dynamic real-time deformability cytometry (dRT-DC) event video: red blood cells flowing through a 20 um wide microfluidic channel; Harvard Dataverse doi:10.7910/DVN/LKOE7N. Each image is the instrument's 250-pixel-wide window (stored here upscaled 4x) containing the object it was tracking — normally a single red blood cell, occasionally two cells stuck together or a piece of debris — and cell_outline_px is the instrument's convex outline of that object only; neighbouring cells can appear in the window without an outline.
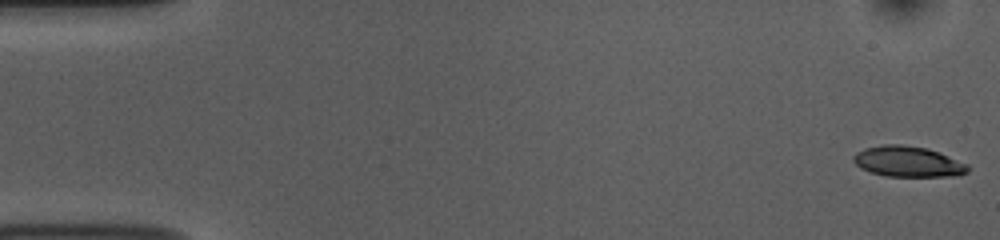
{"species": "common noctule bat (a hibernating species)", "species_latin": "Nyctalus noctula", "temperature_condition": "room temperature", "stored_images_in_passage": 53, "camera_frame_rate_fps": 3000, "um_per_image_px": 0.085, "animal": {"sex": "female", "body_mass_g": 10.0, "forearm_length_mm": 53.1}, "frame": {"image": 1, "passage_image": 1, "time_ms": 0.0, "image_size_px": [1000, 240], "cell_outline_px": [[968, 172], [960, 176], [888, 176], [872, 172], [860, 168], [852, 160], [852, 156], [856, 152], [864, 148], [884, 144], [900, 144], [924, 148], [940, 152], [968, 164]], "centroid_in_image_um": [77.18, 13.73], "position_along_channel_um": 7.8, "area_um2": 20.46}}
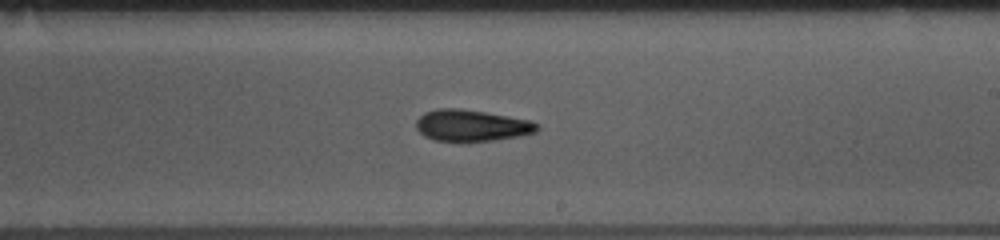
{"frame": {"image": 2, "passage_image": 31, "time_ms": 10.0, "image_size_px": [1000, 240], "cell_outline_px": [[540, 128], [536, 132], [520, 136], [492, 140], [432, 140], [424, 136], [416, 128], [416, 120], [424, 112], [436, 108], [460, 108], [532, 120], [540, 124]], "centroid_in_image_um": [40.1, 10.65], "position_along_channel_um": 248.9, "area_um2": 22.14}}
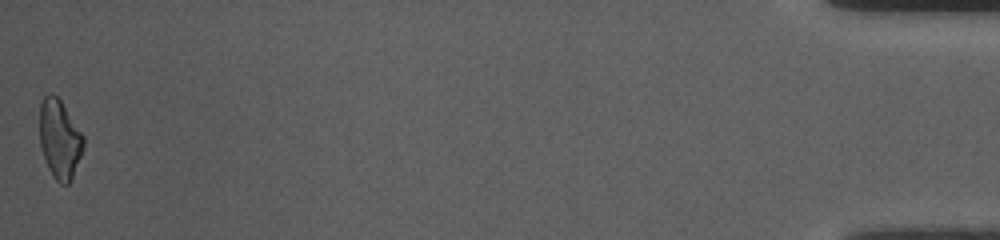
{"frame": {"image": 3, "passage_image": 53, "time_ms": 17.333, "image_size_px": [1000, 240], "cell_outline_px": [[84, 144], [80, 156], [72, 176], [68, 184], [60, 184], [52, 176], [48, 168], [40, 144], [40, 104], [44, 96], [48, 92], [52, 92], [60, 100], [84, 136]], "centroid_in_image_um": [5.05, 11.8], "position_along_channel_um": 430.1, "area_um2": 19.88}, "authors_computed_cell_mechanics": {"area_um2": 21.097, "velocity_mm_per_s": 3.7632, "shape_relaxation_time_tau1_ms": 3.4764, "shape_relaxation_time_tau2_ms": 3.3832, "deformation_change_tau1": 0.1573, "deformation_change_tau2": 0.1301}}